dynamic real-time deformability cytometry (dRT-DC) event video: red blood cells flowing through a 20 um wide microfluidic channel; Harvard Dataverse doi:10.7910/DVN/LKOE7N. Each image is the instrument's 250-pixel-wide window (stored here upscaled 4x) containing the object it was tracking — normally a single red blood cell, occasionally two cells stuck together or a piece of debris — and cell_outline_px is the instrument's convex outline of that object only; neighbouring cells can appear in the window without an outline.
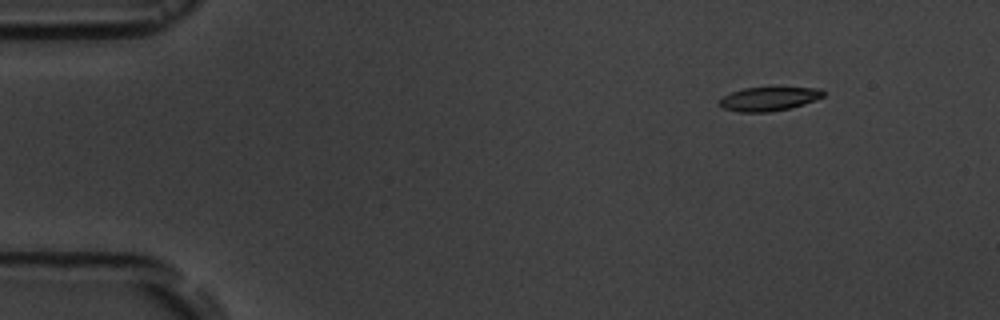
{"species": "common noctule bat (a hibernating species)", "species_latin": "Nyctalus noctula", "temperature_condition": "room temperature", "stored_images_in_passage": 1, "camera_frame_rate_fps": 3000, "um_per_image_px": 0.085, "animal": {"sex": "male", "body_mass_g": 19.5, "forearm_length_mm": 54.6}, "frame": {"image": 1, "passage_image": 1, "time_ms": 0.0, "image_size_px": [1000, 320], "cell_outline_px": [[824, 96], [816, 100], [804, 104], [788, 108], [768, 112], [736, 112], [724, 108], [716, 104], [724, 96], [732, 92], [744, 88], [820, 88], [824, 92]], "centroid_in_image_um": [65.33, 8.41], "position_along_channel_um": 19.7, "area_um2": 14.28}}